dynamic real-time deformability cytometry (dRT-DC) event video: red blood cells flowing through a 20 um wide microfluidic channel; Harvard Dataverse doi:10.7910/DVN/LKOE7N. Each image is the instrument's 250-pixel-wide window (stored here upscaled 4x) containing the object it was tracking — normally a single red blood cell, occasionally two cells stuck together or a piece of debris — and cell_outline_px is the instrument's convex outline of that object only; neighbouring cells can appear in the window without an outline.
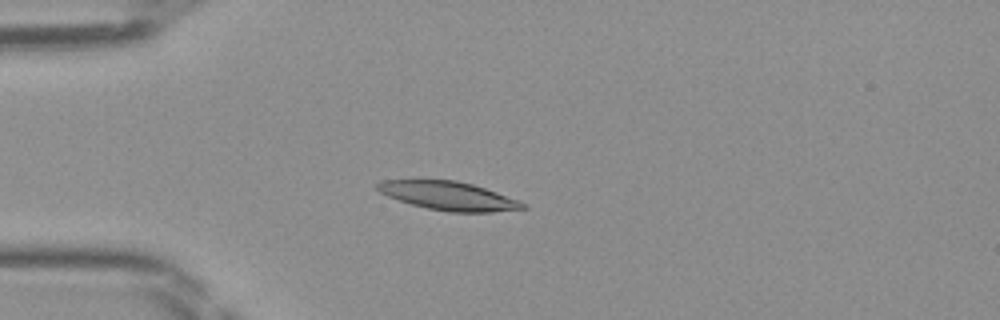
{"species": "Egyptian fruit bat (a non-hibernating species)", "species_latin": "Rousettus aegyptiacus", "temperature_condition": "room temperature", "stored_images_in_passage": 34, "camera_frame_rate_fps": 3000, "um_per_image_px": 0.085, "frame": {"image": 1, "passage_image": 8, "time_ms": 2.333, "image_size_px": [1000, 320], "cell_outline_px": [[528, 208], [492, 212], [448, 212], [428, 208], [412, 204], [388, 196], [380, 192], [376, 188], [376, 184], [384, 180], [456, 180], [472, 184], [520, 200], [528, 204]], "centroid_in_image_um": [38.18, 16.65], "position_along_channel_um": 46.8, "area_um2": 24.1}}
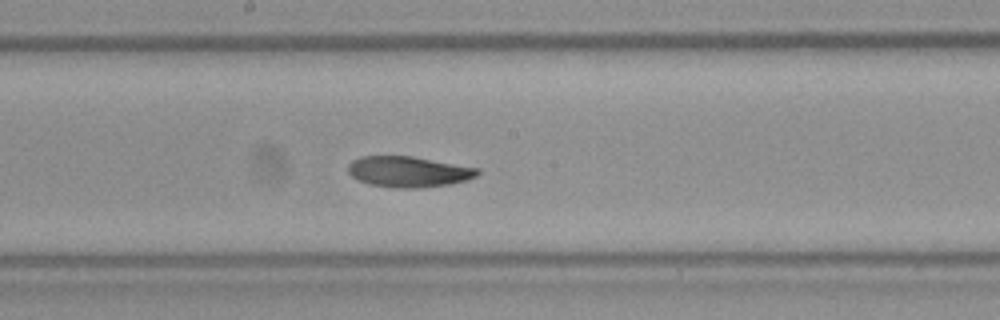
{"frame": {"image": 2, "passage_image": 21, "time_ms": 6.667, "image_size_px": [1000, 320], "cell_outline_px": [[480, 172], [476, 176], [464, 180], [448, 184], [416, 188], [396, 188], [368, 184], [352, 176], [348, 172], [348, 164], [352, 160], [360, 156], [412, 156], [480, 168]], "centroid_in_image_um": [34.7, 14.58], "position_along_channel_um": 213.5, "area_um2": 23.12}}
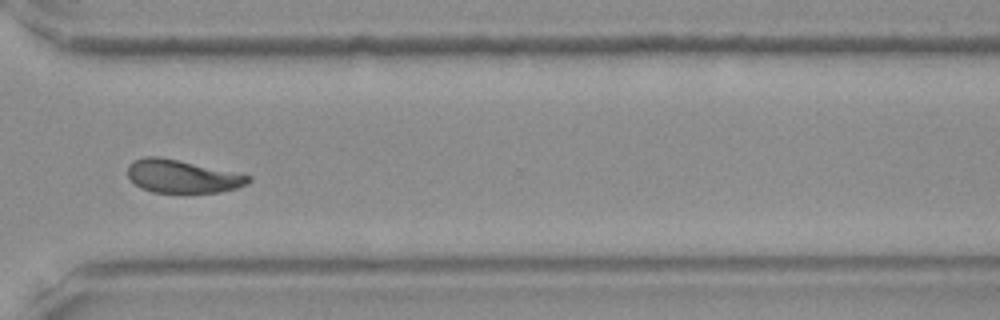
{"frame": {"image": 3, "passage_image": 31, "time_ms": 10.0, "image_size_px": [1000, 320], "cell_outline_px": [[252, 180], [248, 184], [236, 188], [220, 192], [152, 192], [140, 188], [128, 176], [128, 168], [136, 160], [144, 156], [156, 156], [176, 160], [252, 176]], "centroid_in_image_um": [15.51, 15.0], "position_along_channel_um": 355.1, "area_um2": 22.72}}